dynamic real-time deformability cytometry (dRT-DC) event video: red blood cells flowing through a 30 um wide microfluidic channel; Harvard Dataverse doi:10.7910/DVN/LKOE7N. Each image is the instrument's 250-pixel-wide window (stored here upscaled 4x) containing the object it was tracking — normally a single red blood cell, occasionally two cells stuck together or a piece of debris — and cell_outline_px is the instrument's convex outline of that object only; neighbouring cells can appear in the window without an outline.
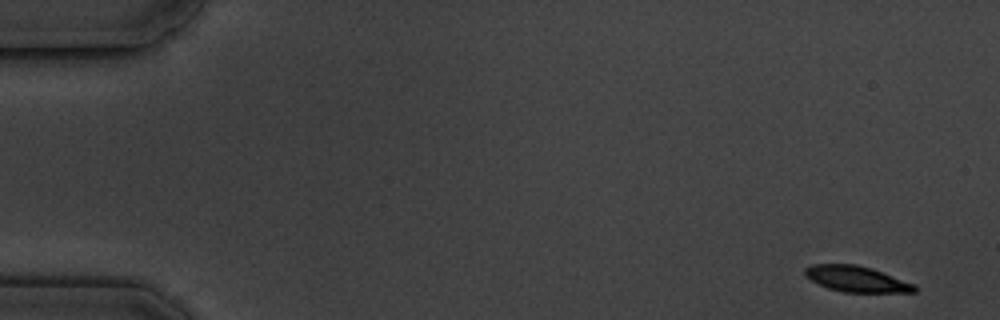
{"species": "common noctule bat (a hibernating species)", "species_latin": "Nyctalus noctula", "temperature_condition": "cold", "stored_images_in_passage": 5, "camera_frame_rate_fps": 3000, "um_per_image_px": 0.085, "animal": {"sex": "male", "body_mass_g": 19.5, "forearm_length_mm": 54.6}, "frame": {"image": 1, "passage_image": 1, "time_ms": 0.0, "image_size_px": [1000, 320], "cell_outline_px": [[916, 292], [844, 292], [828, 288], [804, 276], [804, 268], [812, 264], [856, 264], [872, 268], [916, 284]], "centroid_in_image_um": [72.81, 23.7], "position_along_channel_um": 12.2, "area_um2": 16.53}}
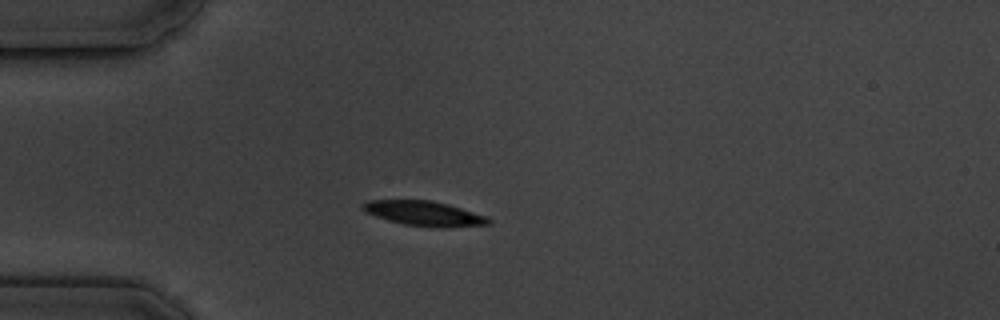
{"frame": {"image": 2, "passage_image": 5, "time_ms": 4.333, "image_size_px": [1000, 320], "cell_outline_px": [[492, 224], [440, 228], [436, 228], [404, 224], [388, 220], [364, 212], [360, 208], [360, 204], [368, 200], [432, 200], [448, 204], [488, 216], [492, 220]], "centroid_in_image_um": [36.06, 18.14], "position_along_channel_um": 48.9, "area_um2": 18.44}}